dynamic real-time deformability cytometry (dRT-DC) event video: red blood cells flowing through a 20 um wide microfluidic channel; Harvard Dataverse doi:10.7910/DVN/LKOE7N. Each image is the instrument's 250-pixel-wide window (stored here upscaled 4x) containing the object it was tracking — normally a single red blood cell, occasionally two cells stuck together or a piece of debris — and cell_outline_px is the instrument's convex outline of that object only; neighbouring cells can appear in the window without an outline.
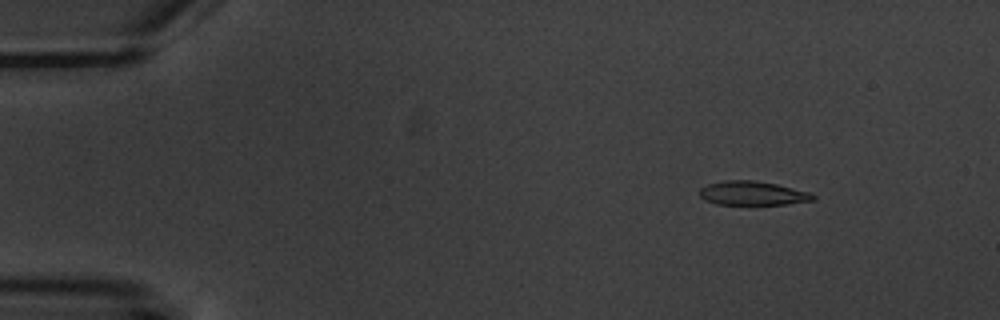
{"species": "common noctule bat (a hibernating species)", "species_latin": "Nyctalus noctula", "temperature_condition": "warm", "stored_images_in_passage": 6, "camera_frame_rate_fps": 3000, "um_per_image_px": 0.085, "animal": {"sex": "male", "body_mass_g": 20.1, "forearm_length_mm": 53.5}, "frame": {"image": 1, "passage_image": 2, "time_ms": 1.0, "image_size_px": [1000, 320], "cell_outline_px": [[816, 200], [788, 204], [716, 204], [704, 200], [700, 196], [700, 188], [708, 184], [724, 180], [756, 180], [776, 184], [812, 192], [816, 196]], "centroid_in_image_um": [64.01, 16.42], "position_along_channel_um": 21.0, "area_um2": 16.01}}
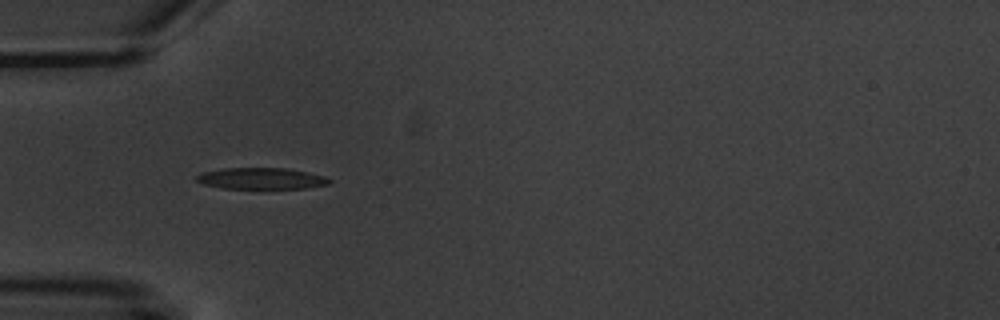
{"frame": {"image": 2, "passage_image": 5, "time_ms": 4.667, "image_size_px": [1000, 320], "cell_outline_px": [[332, 180], [328, 184], [304, 188], [220, 188], [204, 184], [196, 180], [196, 176], [204, 172], [224, 168], [288, 168], [308, 172], [324, 176]], "centroid_in_image_um": [22.22, 15.16], "position_along_channel_um": 62.8, "area_um2": 16.36}}